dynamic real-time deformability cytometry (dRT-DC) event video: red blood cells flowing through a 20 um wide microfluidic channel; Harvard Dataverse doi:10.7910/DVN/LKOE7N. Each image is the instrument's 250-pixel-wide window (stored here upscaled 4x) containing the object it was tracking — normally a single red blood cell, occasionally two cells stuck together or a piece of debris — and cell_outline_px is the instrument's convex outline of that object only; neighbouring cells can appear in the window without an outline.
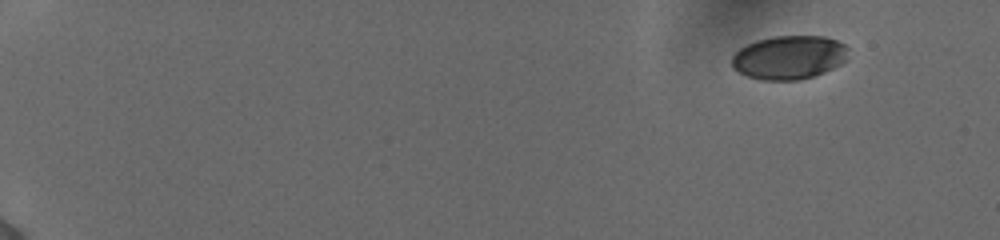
{"species": "human", "species_latin": "Homo sapiens", "temperature_condition": "cold", "stored_images_in_passage": 51, "camera_frame_rate_fps": 3000, "um_per_image_px": 0.085, "donor": {"sex": "female"}, "frame": {"image": 1, "passage_image": 1, "time_ms": 0.0, "image_size_px": [1000, 240], "cell_outline_px": [[848, 60], [824, 72], [800, 80], [764, 80], [748, 76], [732, 68], [732, 56], [740, 48], [756, 40], [772, 36], [824, 36], [836, 40], [844, 44], [848, 48]], "centroid_in_image_um": [67.09, 4.87], "position_along_channel_um": 17.9, "area_um2": 29.71}}
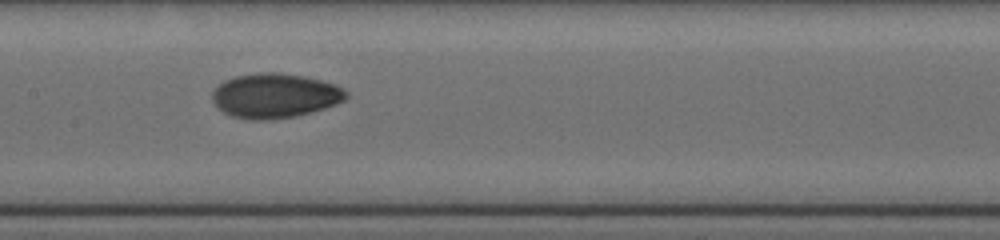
{"frame": {"image": 2, "passage_image": 27, "time_ms": 8.667, "image_size_px": [1000, 240], "cell_outline_px": [[348, 96], [344, 100], [336, 104], [312, 112], [296, 116], [272, 120], [248, 120], [232, 116], [216, 108], [212, 100], [212, 92], [224, 80], [236, 76], [260, 72], [280, 72], [304, 76], [336, 84], [344, 88], [348, 92]], "centroid_in_image_um": [23.37, 8.14], "position_along_channel_um": 184.0, "area_um2": 35.14}}
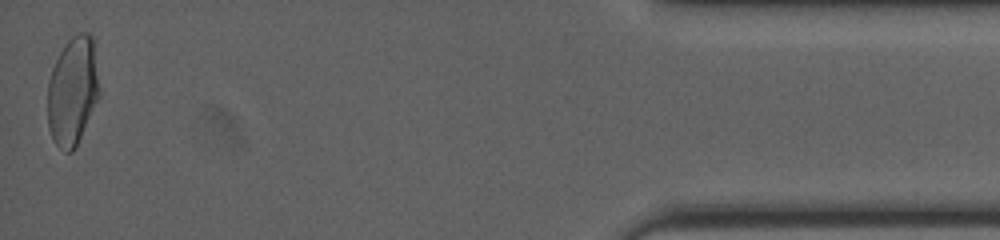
{"frame": {"image": 3, "passage_image": 51, "time_ms": 16.667, "image_size_px": [1000, 240], "cell_outline_px": [[100, 96], [76, 148], [72, 152], [64, 152], [56, 144], [48, 128], [48, 80], [52, 68], [64, 44], [76, 32], [88, 32], [96, 40], [100, 92]], "centroid_in_image_um": [6.22, 7.69], "position_along_channel_um": 429.0, "area_um2": 33.64}, "authors_computed_cell_mechanics": {"area_um2": 32.2524, "velocity_mm_per_s": 3.8868, "shape_relaxation_time_tau1_ms": 5.7322, "shape_relaxation_time_tau2_ms": 2.0779, "deformation_change_tau1": 0.1682, "deformation_change_tau2": 0.0464}}